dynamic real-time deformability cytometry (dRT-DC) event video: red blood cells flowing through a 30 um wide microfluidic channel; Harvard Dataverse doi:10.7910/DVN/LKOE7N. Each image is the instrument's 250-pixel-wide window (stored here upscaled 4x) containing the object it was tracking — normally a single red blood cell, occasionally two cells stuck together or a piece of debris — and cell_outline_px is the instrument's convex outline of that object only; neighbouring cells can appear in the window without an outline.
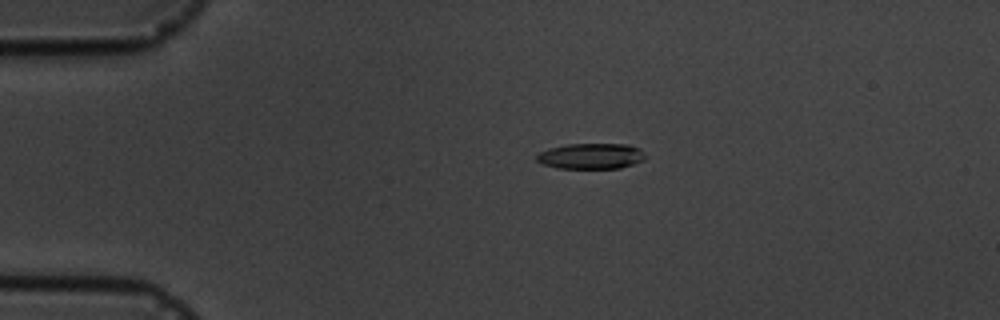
{"species": "common noctule bat (a hibernating species)", "species_latin": "Nyctalus noctula", "temperature_condition": "cold", "stored_images_in_passage": 4, "camera_frame_rate_fps": 3000, "um_per_image_px": 0.085, "animal": {"sex": "male", "body_mass_g": 19.5, "forearm_length_mm": 54.6}, "frame": {"image": 1, "passage_image": 1, "time_ms": 0.0, "image_size_px": [1000, 320], "cell_outline_px": [[644, 160], [620, 168], [556, 168], [540, 164], [536, 160], [536, 156], [540, 152], [548, 148], [568, 144], [628, 144], [640, 148], [644, 152]], "centroid_in_image_um": [50.21, 13.27], "position_along_channel_um": 34.8, "area_um2": 16.36}}
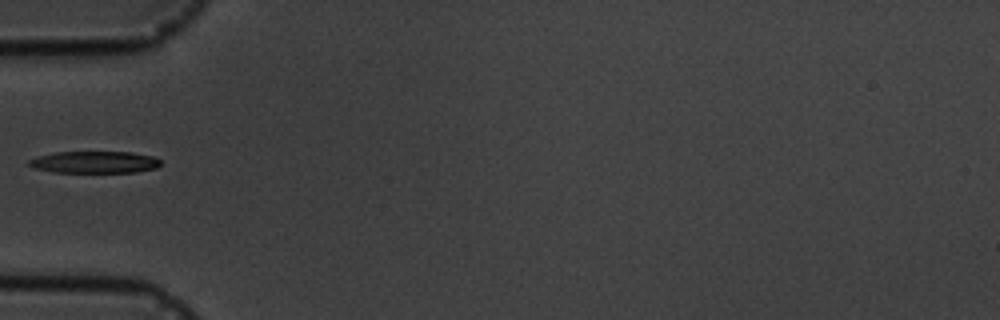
{"frame": {"image": 2, "passage_image": 3, "time_ms": 2.333, "image_size_px": [1000, 320], "cell_outline_px": [[160, 164], [156, 168], [136, 172], [56, 172], [36, 168], [28, 164], [28, 160], [40, 156], [56, 152], [132, 152], [152, 156], [160, 160]], "centroid_in_image_um": [8.07, 13.78], "position_along_channel_um": 76.9, "area_um2": 16.59}}
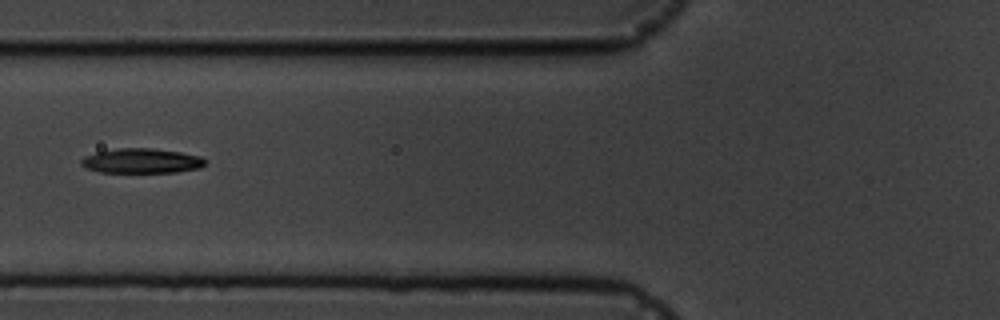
{"frame": {"image": 3, "passage_image": 4, "time_ms": 3.333, "image_size_px": [1000, 320], "cell_outline_px": [[204, 164], [200, 168], [176, 172], [100, 172], [88, 168], [80, 164], [80, 160], [84, 156], [96, 152], [116, 148], [152, 148], [180, 152], [200, 156], [204, 160]], "centroid_in_image_um": [12.0, 13.66], "position_along_channel_um": 113.8, "area_um2": 17.8}}